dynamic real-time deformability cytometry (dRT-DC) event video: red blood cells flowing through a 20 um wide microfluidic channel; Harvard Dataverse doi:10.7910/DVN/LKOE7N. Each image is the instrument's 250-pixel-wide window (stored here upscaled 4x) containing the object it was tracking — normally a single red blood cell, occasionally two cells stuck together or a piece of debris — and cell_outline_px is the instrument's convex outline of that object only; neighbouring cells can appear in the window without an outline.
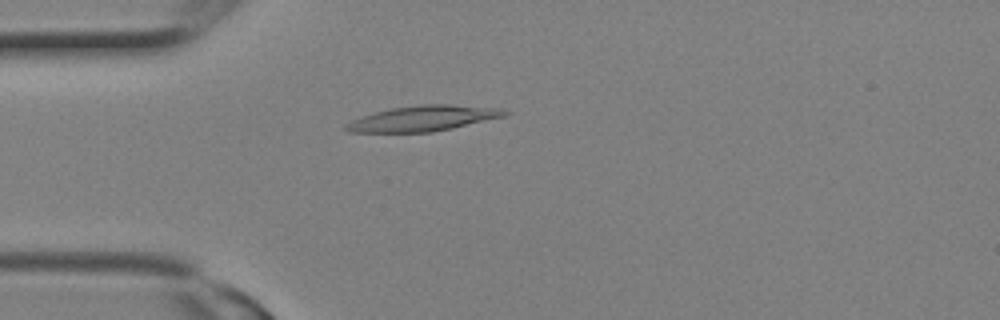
{"species": "Egyptian fruit bat (a non-hibernating species)", "species_latin": "Rousettus aegyptiacus", "temperature_condition": "room temperature", "stored_images_in_passage": 25, "camera_frame_rate_fps": 3000, "um_per_image_px": 0.085, "animal": {"sex": "female"}, "frame": {"image": 1, "passage_image": 7, "time_ms": 2.0, "image_size_px": [1000, 320], "cell_outline_px": [[512, 112], [508, 116], [452, 128], [432, 132], [348, 132], [344, 128], [344, 124], [352, 120], [376, 112], [392, 108], [420, 104], [448, 104], [500, 108]], "centroid_in_image_um": [36.03, 10.06], "position_along_channel_um": 49.0, "area_um2": 23.58}}
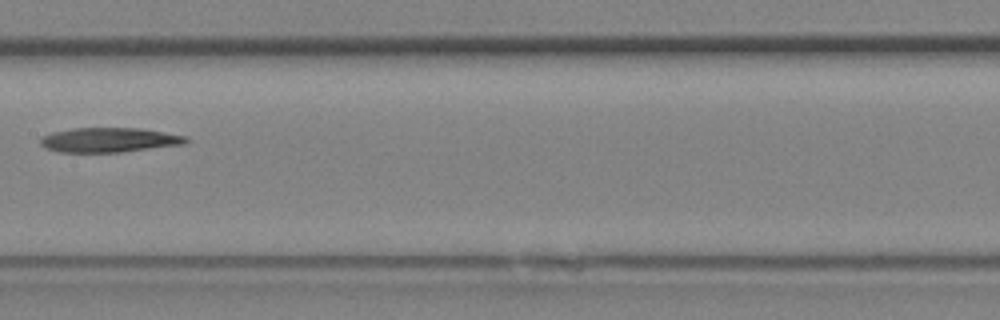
{"frame": {"image": 2, "passage_image": 13, "time_ms": 4.0, "image_size_px": [1000, 320], "cell_outline_px": [[188, 140], [184, 144], [120, 152], [60, 152], [44, 148], [40, 144], [40, 136], [52, 132], [72, 128], [140, 128], [188, 136]], "centroid_in_image_um": [9.23, 11.89], "position_along_channel_um": 198.2, "area_um2": 20.92}}
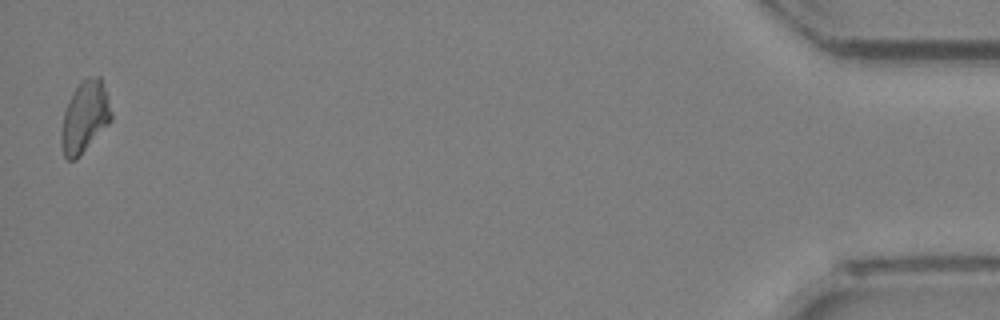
{"frame": {"image": 3, "passage_image": 25, "time_ms": 8.0, "image_size_px": [1000, 320], "cell_outline_px": [[112, 120], [76, 160], [68, 160], [64, 156], [60, 144], [60, 132], [64, 112], [68, 100], [76, 88], [88, 76], [100, 76], [112, 112]], "centroid_in_image_um": [7.18, 9.97], "position_along_channel_um": 428.0, "area_um2": 20.69}}